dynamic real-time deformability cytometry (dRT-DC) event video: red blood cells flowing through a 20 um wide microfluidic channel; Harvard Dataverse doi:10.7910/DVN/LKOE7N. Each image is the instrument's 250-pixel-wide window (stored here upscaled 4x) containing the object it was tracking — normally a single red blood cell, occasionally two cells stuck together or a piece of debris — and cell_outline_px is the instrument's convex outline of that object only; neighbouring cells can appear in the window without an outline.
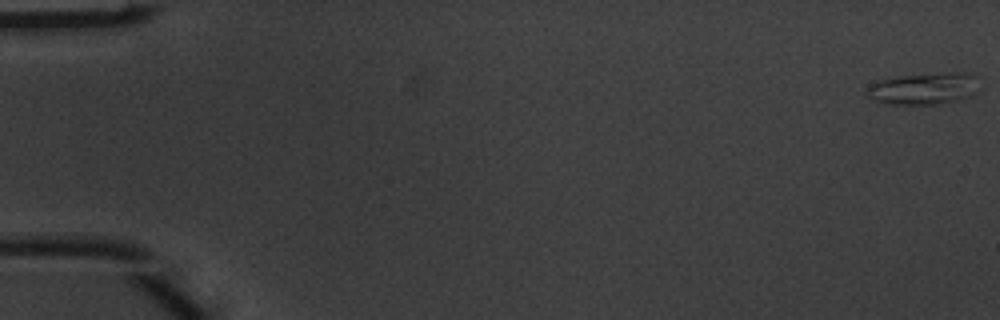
{"species": "common noctule bat (a hibernating species)", "species_latin": "Nyctalus noctula", "temperature_condition": "warm", "stored_images_in_passage": 4, "camera_frame_rate_fps": 3000, "um_per_image_px": 0.085, "animal": {"sex": "male", "body_mass_g": 20.1, "forearm_length_mm": 53.5}, "frame": {"image": 1, "passage_image": 1, "time_ms": 0.0, "image_size_px": [1000, 320], "cell_outline_px": [[984, 88], [980, 92], [960, 100], [936, 104], [884, 104], [868, 96], [864, 92], [868, 84], [876, 80], [900, 76], [956, 72], [964, 72], [980, 76]], "centroid_in_image_um": [78.63, 7.52], "position_along_channel_um": 6.4, "area_um2": 21.68}}
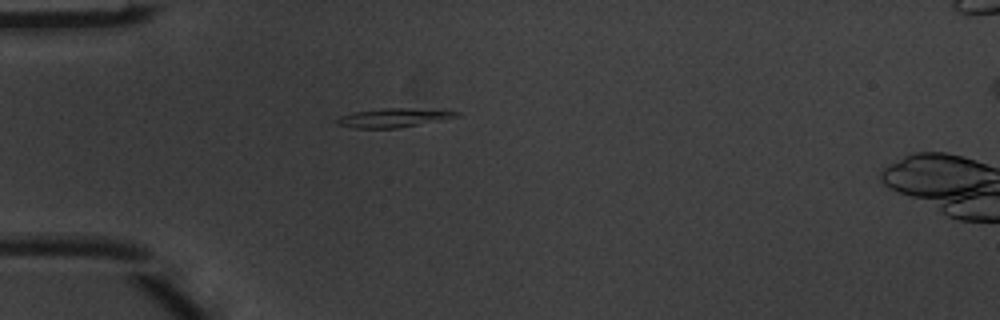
{"frame": {"image": 2, "passage_image": 4, "time_ms": 1.0, "image_size_px": [1000, 320], "cell_outline_px": [[460, 116], [400, 128], [356, 128], [336, 124], [336, 120], [340, 116], [356, 112], [384, 108], [408, 108], [460, 112]], "centroid_in_image_um": [33.43, 10.02], "position_along_channel_um": 51.6, "area_um2": 12.89}}